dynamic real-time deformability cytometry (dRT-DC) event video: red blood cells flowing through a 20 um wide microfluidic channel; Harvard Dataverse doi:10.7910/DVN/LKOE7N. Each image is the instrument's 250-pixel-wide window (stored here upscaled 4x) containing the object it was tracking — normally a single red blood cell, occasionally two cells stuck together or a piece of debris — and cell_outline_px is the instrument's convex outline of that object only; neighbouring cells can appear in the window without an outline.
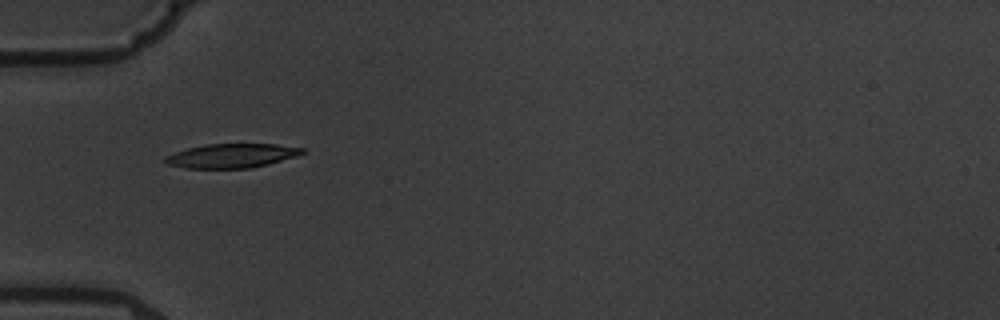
{"species": "common noctule bat (a hibernating species)", "species_latin": "Nyctalus noctula", "temperature_condition": "warm", "stored_images_in_passage": 10, "camera_frame_rate_fps": 3000, "um_per_image_px": 0.085, "animal": {"sex": "male", "body_mass_g": 19.5, "forearm_length_mm": 54.6}, "frame": {"image": 1, "passage_image": 6, "time_ms": 5.667, "image_size_px": [1000, 320], "cell_outline_px": [[304, 152], [296, 156], [268, 164], [248, 168], [184, 168], [168, 164], [164, 160], [164, 156], [188, 148], [208, 144], [276, 144], [304, 148]], "centroid_in_image_um": [19.68, 13.24], "position_along_channel_um": 65.3, "area_um2": 19.07}}
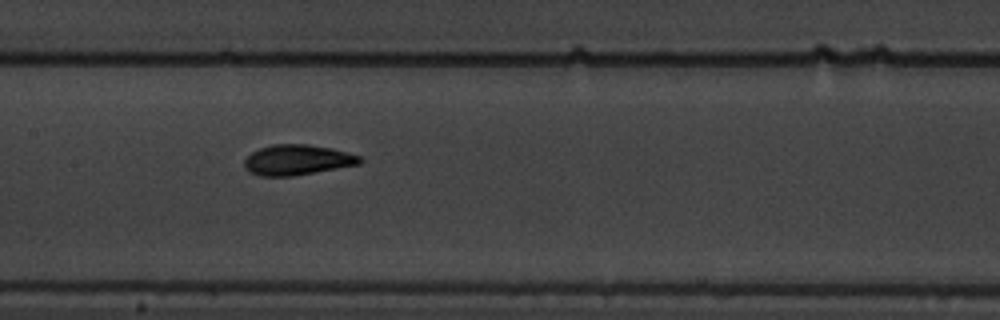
{"frame": {"image": 2, "passage_image": 9, "time_ms": 9.0, "image_size_px": [1000, 320], "cell_outline_px": [[364, 160], [360, 164], [292, 176], [260, 176], [248, 172], [244, 168], [244, 160], [252, 152], [260, 148], [272, 144], [308, 144], [332, 148], [348, 152], [360, 156]], "centroid_in_image_um": [25.26, 13.59], "position_along_channel_um": 182.1, "area_um2": 20.52}}
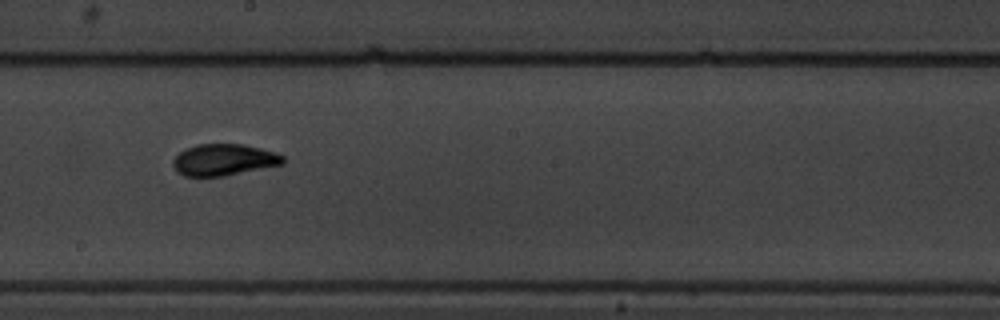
{"frame": {"image": 3, "passage_image": 10, "time_ms": 10.333, "image_size_px": [1000, 320], "cell_outline_px": [[284, 164], [224, 176], [184, 176], [176, 172], [172, 164], [172, 160], [184, 148], [196, 144], [244, 144], [260, 148], [284, 156]], "centroid_in_image_um": [18.99, 13.58], "position_along_channel_um": 229.2, "area_um2": 20.29}}